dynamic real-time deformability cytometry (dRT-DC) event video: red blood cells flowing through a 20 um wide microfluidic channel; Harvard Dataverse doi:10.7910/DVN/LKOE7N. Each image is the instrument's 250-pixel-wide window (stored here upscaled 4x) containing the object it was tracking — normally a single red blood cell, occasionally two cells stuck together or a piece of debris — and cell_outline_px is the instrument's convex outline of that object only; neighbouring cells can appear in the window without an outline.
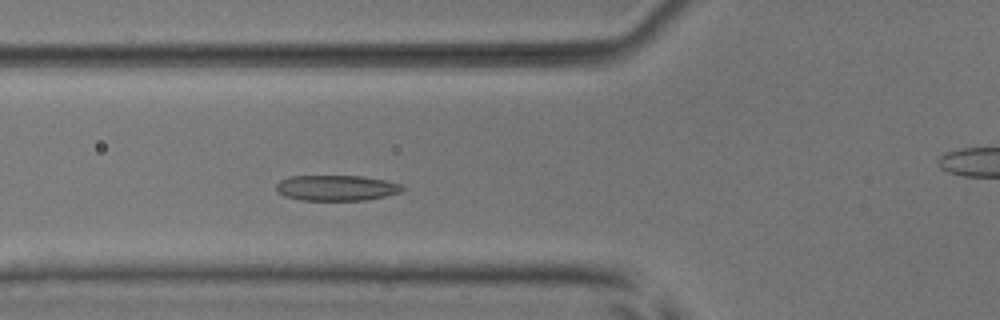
{"species": "common noctule bat (a hibernating species)", "species_latin": "Nyctalus noctula", "temperature_condition": "room temperature", "stored_images_in_passage": 50, "camera_frame_rate_fps": 3000, "um_per_image_px": 0.085, "animal": {"sex": "male", "body_mass_g": 17.9, "forearm_length_mm": 54.2}, "frame": {"image": 1, "passage_image": 16, "time_ms": 5.0, "image_size_px": [1000, 320], "cell_outline_px": [[404, 188], [400, 192], [368, 200], [300, 200], [284, 196], [276, 192], [276, 184], [280, 180], [292, 176], [360, 176], [384, 180], [400, 184]], "centroid_in_image_um": [28.55, 15.98], "position_along_channel_um": 97.3, "area_um2": 18.73}}
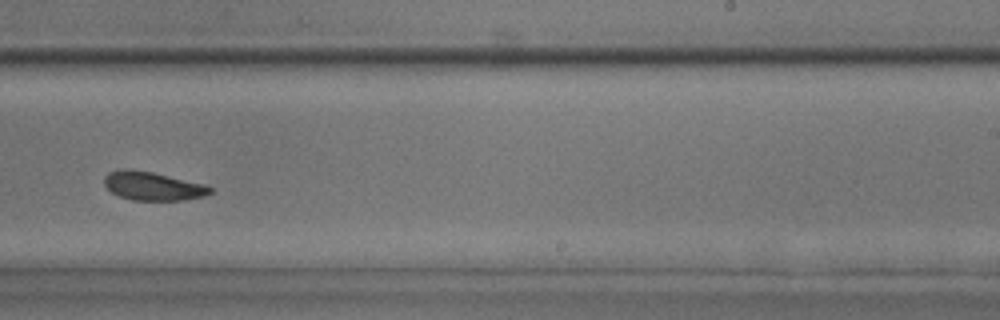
{"frame": {"image": 2, "passage_image": 30, "time_ms": 9.667, "image_size_px": [1000, 320], "cell_outline_px": [[212, 192], [204, 196], [180, 200], [132, 200], [120, 196], [112, 192], [104, 184], [104, 176], [108, 172], [120, 168], [128, 168], [152, 172], [204, 184], [212, 188]], "centroid_in_image_um": [12.95, 15.8], "position_along_channel_um": 276.1, "area_um2": 17.57}}
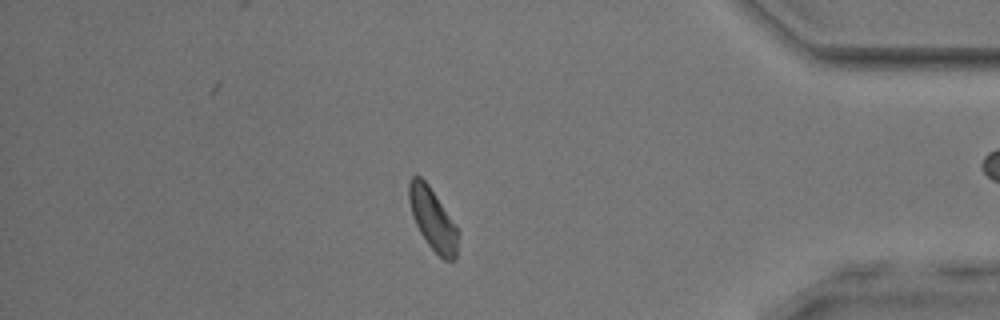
{"frame": {"image": 3, "passage_image": 42, "time_ms": 13.667, "image_size_px": [1000, 320], "cell_outline_px": [[460, 232], [456, 256], [452, 260], [444, 260], [428, 244], [420, 232], [416, 224], [408, 200], [408, 184], [412, 176], [420, 176], [428, 184]], "centroid_in_image_um": [36.79, 18.63], "position_along_channel_um": 398.4, "area_um2": 17.4}, "authors_computed_cell_mechanics": {"area_um2": 17.918, "velocity_mm_per_s": 3.8428, "shape_relaxation_time_tau1_ms": 3.802, "shape_relaxation_time_tau2_ms": 4.14, "deformation_change_tau1": 0.1013, "deformation_change_tau2": 0.1158}}